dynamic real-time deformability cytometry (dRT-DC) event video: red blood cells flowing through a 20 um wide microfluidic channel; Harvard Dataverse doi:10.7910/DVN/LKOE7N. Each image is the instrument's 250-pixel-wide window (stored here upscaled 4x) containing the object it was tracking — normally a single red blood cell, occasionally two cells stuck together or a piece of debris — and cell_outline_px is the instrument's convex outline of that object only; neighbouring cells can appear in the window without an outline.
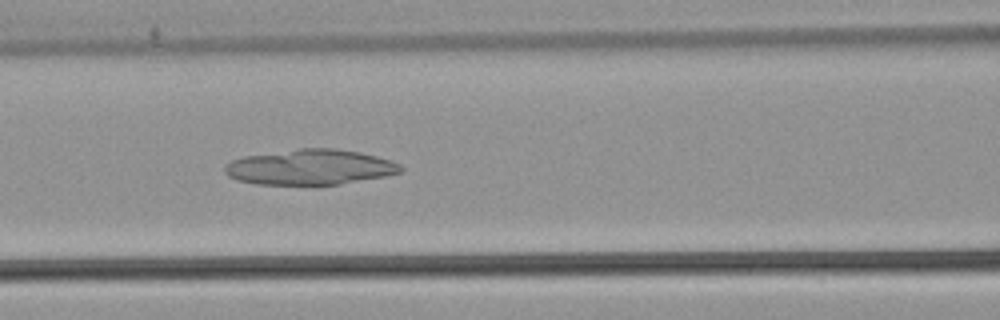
{"species": "common noctule bat (a hibernating species)", "species_latin": "Nyctalus noctula", "temperature_condition": "warm", "stored_images_in_passage": 45, "camera_frame_rate_fps": 3000, "um_per_image_px": 0.085, "animal": {"sex": "male", "body_mass_g": 21.5, "forearm_length_mm": 52.0}, "frame": {"image": 1, "passage_image": 23, "time_ms": 7.333, "image_size_px": [1000, 320], "cell_outline_px": [[404, 168], [400, 172], [384, 176], [340, 184], [256, 184], [236, 180], [228, 176], [224, 172], [224, 168], [232, 160], [244, 156], [300, 148], [336, 148], [360, 152], [376, 156], [400, 164]], "centroid_in_image_um": [26.34, 14.2], "position_along_channel_um": 140.3, "area_um2": 36.01}}
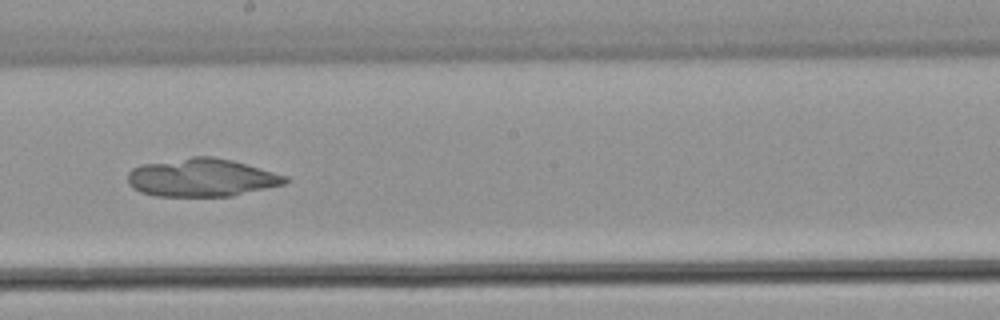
{"frame": {"image": 2, "passage_image": 30, "time_ms": 9.667, "image_size_px": [1000, 320], "cell_outline_px": [[288, 180], [284, 184], [232, 196], [156, 196], [140, 192], [132, 188], [128, 184], [128, 172], [132, 168], [140, 164], [192, 156], [212, 156], [232, 160], [288, 176]], "centroid_in_image_um": [17.1, 15.09], "position_along_channel_um": 231.1, "area_um2": 35.08}}
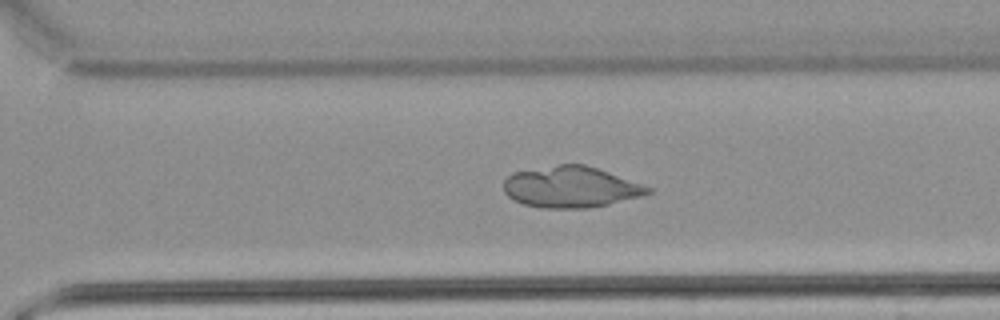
{"frame": {"image": 3, "passage_image": 37, "time_ms": 12.0, "image_size_px": [1000, 320], "cell_outline_px": [[652, 192], [644, 196], [608, 204], [588, 208], [544, 208], [524, 204], [512, 200], [504, 192], [504, 180], [512, 172], [556, 164], [584, 164], [608, 172], [652, 188]], "centroid_in_image_um": [48.49, 15.9], "position_along_channel_um": 322.1, "area_um2": 34.62}}